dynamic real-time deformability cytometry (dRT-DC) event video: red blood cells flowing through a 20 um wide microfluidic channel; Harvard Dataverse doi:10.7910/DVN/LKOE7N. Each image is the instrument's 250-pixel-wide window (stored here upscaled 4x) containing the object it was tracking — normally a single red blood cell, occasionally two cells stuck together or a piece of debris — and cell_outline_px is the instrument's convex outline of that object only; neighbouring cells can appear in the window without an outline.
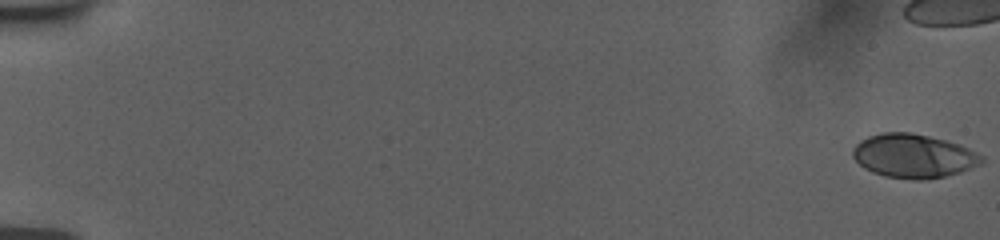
{"species": "human", "species_latin": "Homo sapiens", "temperature_condition": "room temperature", "stored_images_in_passage": 47, "camera_frame_rate_fps": 3000, "um_per_image_px": 0.085, "donor": {"sex": "female"}, "frame": {"image": 1, "passage_image": 1, "time_ms": 0.0, "image_size_px": [1000, 240], "cell_outline_px": [[984, 160], [980, 164], [960, 172], [944, 176], [920, 180], [916, 180], [884, 176], [872, 172], [864, 168], [852, 156], [852, 148], [860, 140], [868, 136], [880, 132], [912, 132], [960, 144], [984, 156]], "centroid_in_image_um": [77.63, 13.25], "position_along_channel_um": 7.4, "area_um2": 32.95}}
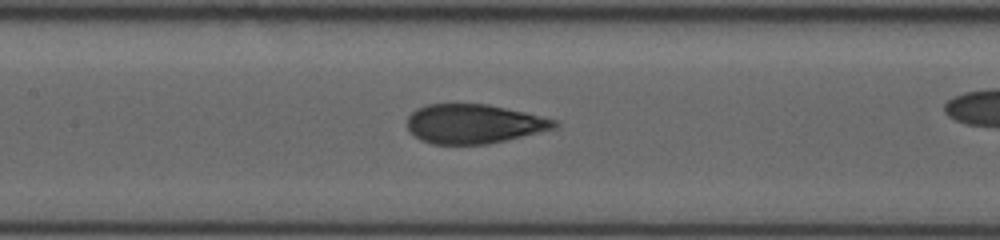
{"frame": {"image": 2, "passage_image": 29, "time_ms": 9.333, "image_size_px": [1000, 240], "cell_outline_px": [[560, 124], [556, 128], [488, 144], [432, 144], [420, 140], [408, 132], [408, 116], [416, 108], [428, 104], [488, 104], [524, 112], [556, 120]], "centroid_in_image_um": [40.24, 10.53], "position_along_channel_um": 167.2, "area_um2": 33.64}}
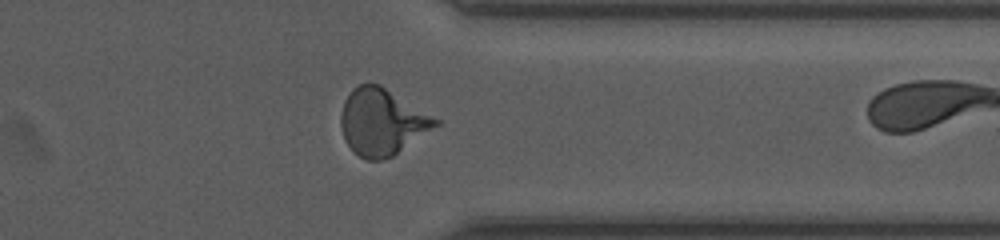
{"frame": {"image": 3, "passage_image": 46, "time_ms": 15.0, "image_size_px": [1000, 240], "cell_outline_px": [[440, 124], [392, 156], [380, 160], [368, 160], [360, 156], [344, 140], [340, 124], [340, 116], [344, 100], [352, 88], [360, 84], [380, 84], [440, 120]], "centroid_in_image_um": [32.45, 10.35], "position_along_channel_um": 378.9, "area_um2": 36.3}}